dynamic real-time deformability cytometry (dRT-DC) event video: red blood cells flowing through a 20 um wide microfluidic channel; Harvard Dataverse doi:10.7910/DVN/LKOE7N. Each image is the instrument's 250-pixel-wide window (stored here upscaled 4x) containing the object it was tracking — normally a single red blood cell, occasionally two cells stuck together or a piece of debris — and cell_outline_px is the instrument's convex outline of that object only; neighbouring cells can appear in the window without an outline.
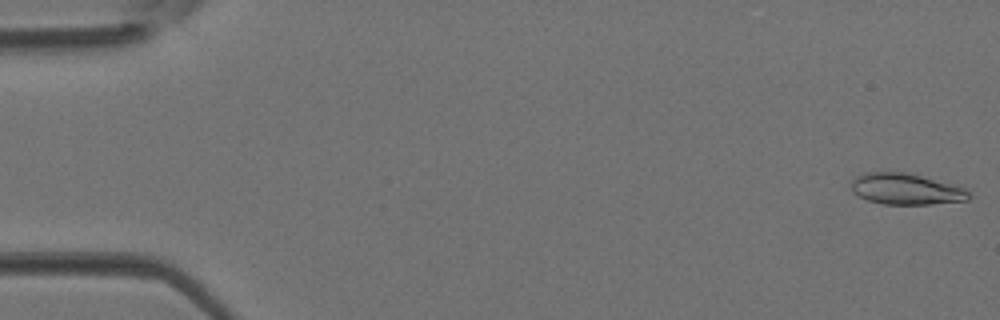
{"species": "Egyptian fruit bat (a non-hibernating species)", "species_latin": "Rousettus aegyptiacus", "temperature_condition": "room temperature", "stored_images_in_passage": 44, "camera_frame_rate_fps": 3000, "um_per_image_px": 0.085, "animal": {"sex": "female"}, "frame": {"image": 1, "passage_image": 1, "time_ms": 0.0, "image_size_px": [1000, 320], "cell_outline_px": [[972, 196], [968, 200], [928, 204], [884, 204], [868, 200], [852, 192], [852, 180], [856, 176], [864, 172], [908, 172], [964, 188]], "centroid_in_image_um": [76.98, 16.06], "position_along_channel_um": 8.0, "area_um2": 21.15}}
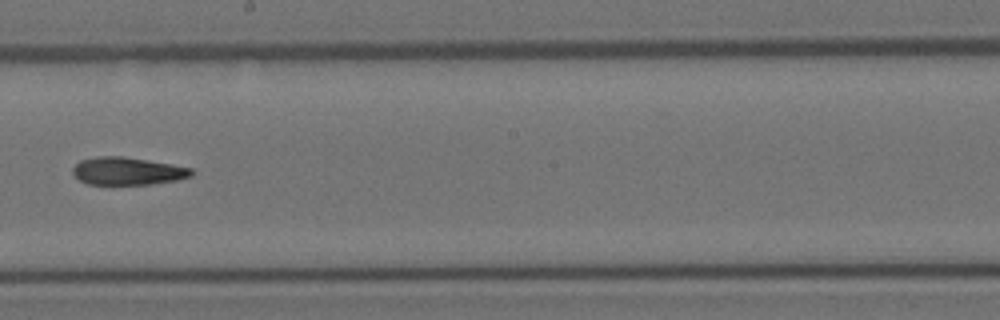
{"frame": {"image": 2, "passage_image": 25, "time_ms": 8.0, "image_size_px": [1000, 320], "cell_outline_px": [[192, 176], [176, 180], [152, 184], [88, 184], [80, 180], [72, 172], [72, 168], [80, 160], [96, 156], [124, 156], [172, 164], [192, 168]], "centroid_in_image_um": [10.83, 14.53], "position_along_channel_um": 237.4, "area_um2": 19.13}}
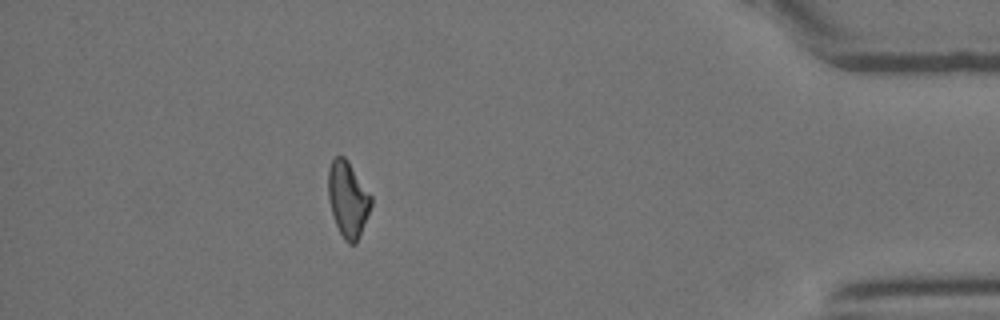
{"frame": {"image": 3, "passage_image": 39, "time_ms": 12.667, "image_size_px": [1000, 320], "cell_outline_px": [[372, 204], [356, 244], [348, 244], [344, 240], [336, 224], [332, 212], [328, 196], [328, 168], [332, 160], [336, 156], [344, 156], [348, 160], [372, 196]], "centroid_in_image_um": [29.57, 16.91], "position_along_channel_um": 405.6, "area_um2": 18.84}}